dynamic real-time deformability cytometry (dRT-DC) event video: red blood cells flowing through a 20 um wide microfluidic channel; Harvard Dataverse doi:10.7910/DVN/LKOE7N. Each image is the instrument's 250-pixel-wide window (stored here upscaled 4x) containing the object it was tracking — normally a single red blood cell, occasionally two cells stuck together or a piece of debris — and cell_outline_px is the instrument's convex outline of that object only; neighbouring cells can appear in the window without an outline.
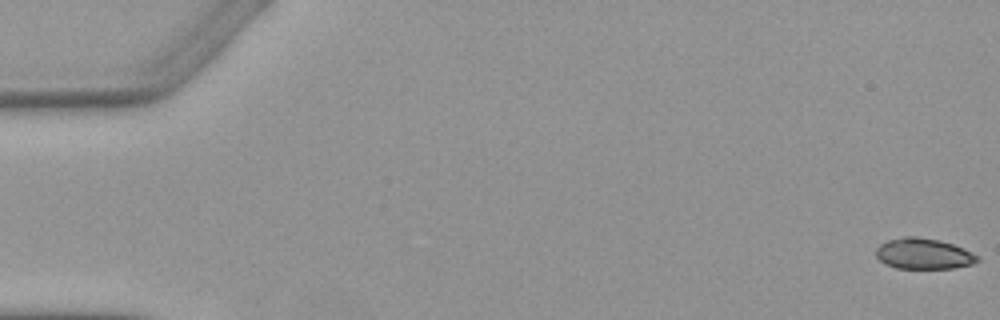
{"species": "Egyptian fruit bat (a non-hibernating species)", "species_latin": "Rousettus aegyptiacus", "temperature_condition": "warm", "stored_images_in_passage": 6, "segment_of_instrument_passage": [1, 2], "camera_frame_rate_fps": 3000, "um_per_image_px": 0.085, "animal": {"sex": "female"}, "frame": {"image": 1, "passage_image": 1, "time_ms": 0.0, "image_size_px": [1000, 320], "cell_outline_px": [[980, 260], [972, 264], [956, 268], [896, 268], [884, 264], [876, 256], [876, 248], [880, 244], [888, 240], [904, 236], [916, 236], [940, 240], [964, 248], [980, 256]], "centroid_in_image_um": [78.52, 21.56], "position_along_channel_um": 6.5, "area_um2": 18.38}}